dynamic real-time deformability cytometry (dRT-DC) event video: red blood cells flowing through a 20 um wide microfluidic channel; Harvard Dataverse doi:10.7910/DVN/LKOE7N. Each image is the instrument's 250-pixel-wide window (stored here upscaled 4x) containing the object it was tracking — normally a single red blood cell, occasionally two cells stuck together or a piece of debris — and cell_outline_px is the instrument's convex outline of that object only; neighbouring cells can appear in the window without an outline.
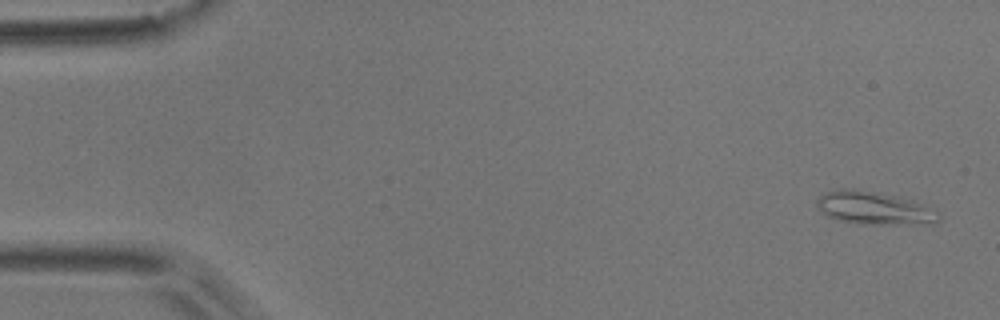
{"species": "common noctule bat (a hibernating species)", "species_latin": "Nyctalus noctula", "temperature_condition": "room temperature", "stored_images_in_passage": 8, "camera_frame_rate_fps": 3000, "um_per_image_px": 0.085, "animal": {"sex": "male", "body_mass_g": 17.9}, "frame": {"image": 1, "passage_image": 1, "time_ms": 0.0, "image_size_px": [1000, 320], "cell_outline_px": [[940, 220], [932, 224], [864, 224], [836, 220], [820, 212], [816, 204], [816, 200], [820, 196], [828, 192], [840, 188], [852, 188], [880, 192], [896, 196], [936, 208], [940, 216]], "centroid_in_image_um": [74.32, 17.69], "position_along_channel_um": 10.7, "area_um2": 23.7}}
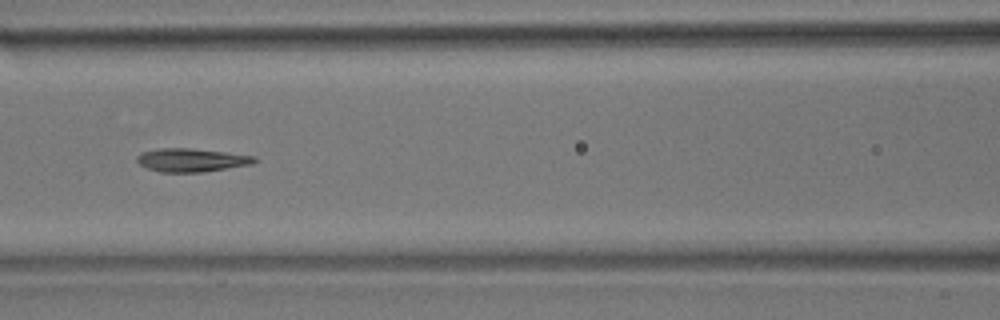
{"frame": {"image": 2, "passage_image": 7, "time_ms": 2.0, "image_size_px": [1000, 320], "cell_outline_px": [[256, 160], [252, 164], [204, 172], [160, 172], [148, 168], [140, 164], [136, 160], [136, 156], [140, 152], [160, 148], [188, 148], [224, 152], [256, 156]], "centroid_in_image_um": [16.25, 13.6], "position_along_channel_um": 150.4, "area_um2": 15.95}}
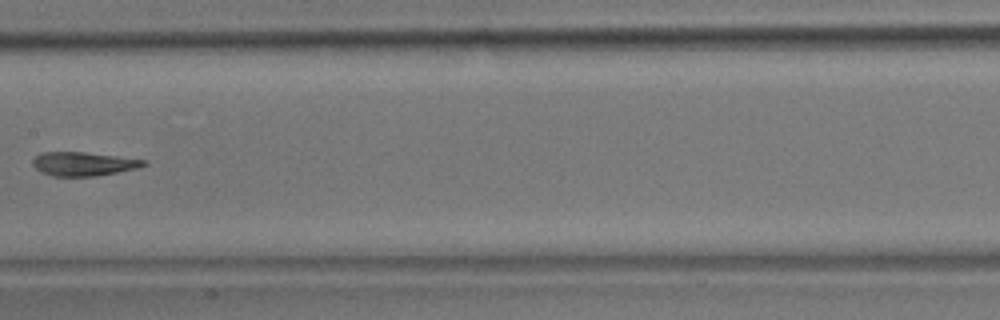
{"frame": {"image": 3, "passage_image": 8, "time_ms": 2.333, "image_size_px": [1000, 320], "cell_outline_px": [[148, 164], [136, 168], [96, 176], [52, 176], [40, 172], [32, 164], [32, 160], [40, 152], [84, 152], [148, 160]], "centroid_in_image_um": [7.07, 13.92], "position_along_channel_um": 200.3, "area_um2": 15.37}}